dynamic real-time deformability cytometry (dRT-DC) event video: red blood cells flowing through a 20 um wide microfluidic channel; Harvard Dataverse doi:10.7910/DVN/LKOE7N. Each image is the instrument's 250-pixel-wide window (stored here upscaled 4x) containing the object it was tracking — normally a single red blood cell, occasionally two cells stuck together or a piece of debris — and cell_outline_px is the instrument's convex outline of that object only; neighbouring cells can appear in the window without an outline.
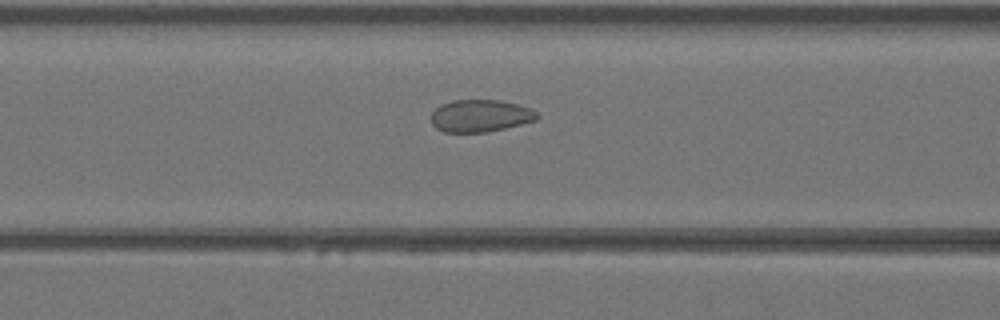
{"species": "Egyptian fruit bat (a non-hibernating species)", "species_latin": "Rousettus aegyptiacus", "temperature_condition": "warm", "stored_images_in_passage": 20, "camera_frame_rate_fps": 3000, "um_per_image_px": 0.085, "animal": {"sex": "female"}, "frame": {"image": 1, "passage_image": 11, "time_ms": 3.333, "image_size_px": [1000, 320], "cell_outline_px": [[540, 116], [536, 120], [504, 128], [484, 132], [444, 132], [436, 128], [432, 124], [432, 112], [440, 104], [452, 100], [500, 100], [532, 108]], "centroid_in_image_um": [40.82, 9.83], "position_along_channel_um": 125.8, "area_um2": 19.88}}
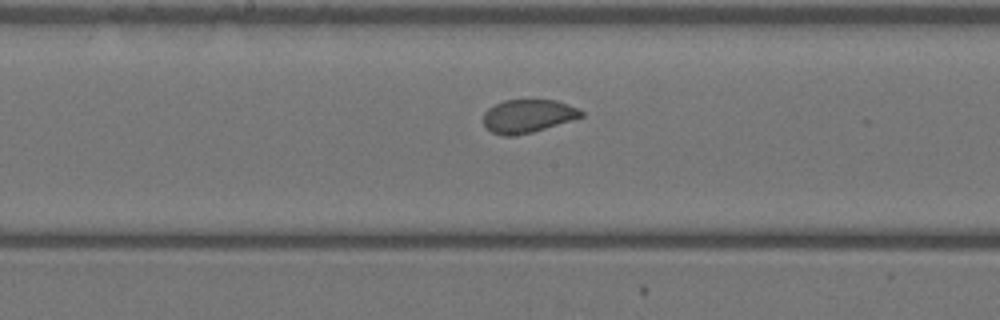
{"frame": {"image": 2, "passage_image": 16, "time_ms": 5.0, "image_size_px": [1000, 320], "cell_outline_px": [[584, 116], [572, 120], [532, 132], [512, 136], [504, 136], [492, 132], [484, 124], [484, 112], [488, 108], [504, 100], [556, 100], [580, 108], [584, 112]], "centroid_in_image_um": [44.9, 9.86], "position_along_channel_um": 203.3, "area_um2": 18.9}}
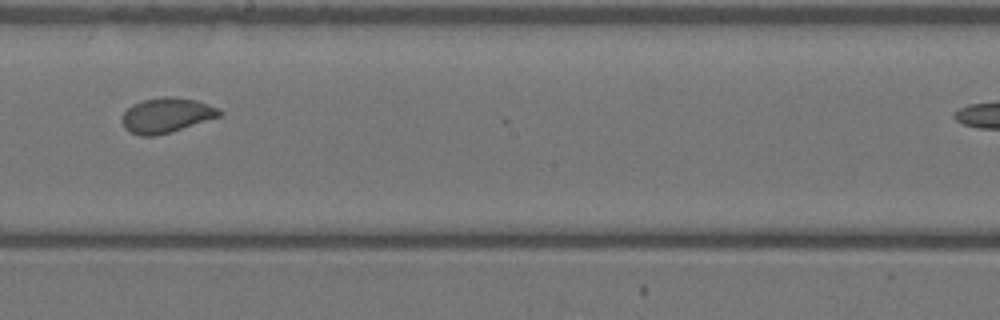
{"frame": {"image": 3, "passage_image": 18, "time_ms": 5.667, "image_size_px": [1000, 320], "cell_outline_px": [[224, 112], [220, 116], [172, 132], [156, 136], [140, 136], [128, 132], [124, 128], [120, 120], [124, 112], [132, 104], [144, 100], [164, 96], [172, 96], [196, 100], [216, 108]], "centroid_in_image_um": [14.1, 9.81], "position_along_channel_um": 234.1, "area_um2": 19.94}}